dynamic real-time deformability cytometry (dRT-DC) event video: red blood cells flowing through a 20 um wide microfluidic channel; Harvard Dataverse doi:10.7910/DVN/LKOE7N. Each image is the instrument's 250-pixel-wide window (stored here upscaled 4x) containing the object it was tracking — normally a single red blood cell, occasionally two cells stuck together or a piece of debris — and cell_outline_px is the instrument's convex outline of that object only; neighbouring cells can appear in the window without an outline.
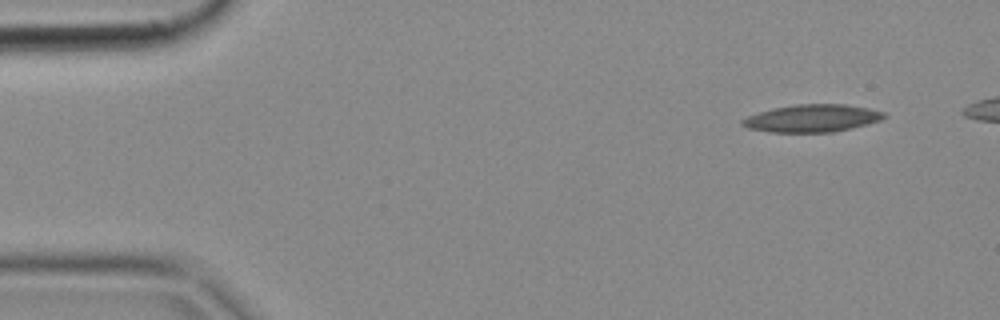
{"species": "common noctule bat (a hibernating species)", "species_latin": "Nyctalus noctula", "temperature_condition": "cold", "stored_images_in_passage": 8, "camera_frame_rate_fps": 3000, "um_per_image_px": 0.085, "animal": {"sex": "female", "body_mass_g": 18.4}, "frame": {"image": 1, "passage_image": 1, "time_ms": 0.0, "image_size_px": [1000, 320], "cell_outline_px": [[888, 116], [880, 120], [868, 124], [852, 128], [832, 132], [768, 132], [748, 128], [740, 124], [740, 120], [748, 116], [760, 112], [776, 108], [800, 104], [844, 104], [868, 108], [884, 112]], "centroid_in_image_um": [69.05, 10.06], "position_along_channel_um": 16.0, "area_um2": 22.6}}
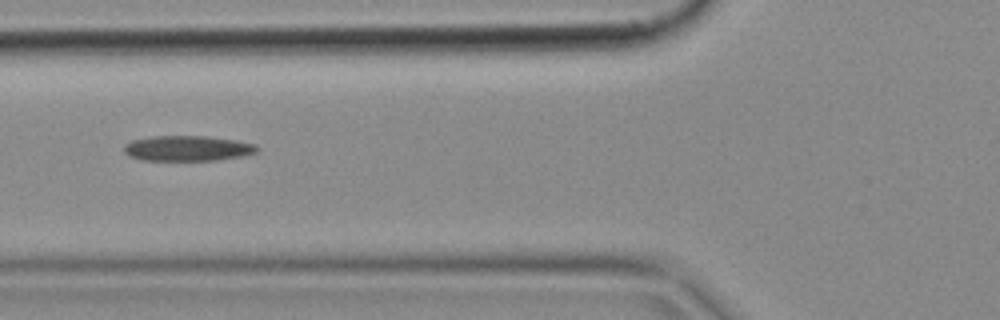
{"frame": {"image": 2, "passage_image": 5, "time_ms": 1.333, "image_size_px": [1000, 320], "cell_outline_px": [[260, 148], [256, 152], [240, 156], [216, 160], [144, 160], [128, 156], [124, 152], [124, 144], [132, 140], [152, 136], [208, 136], [236, 140], [256, 144]], "centroid_in_image_um": [15.93, 12.6], "position_along_channel_um": 109.9, "area_um2": 19.65}}
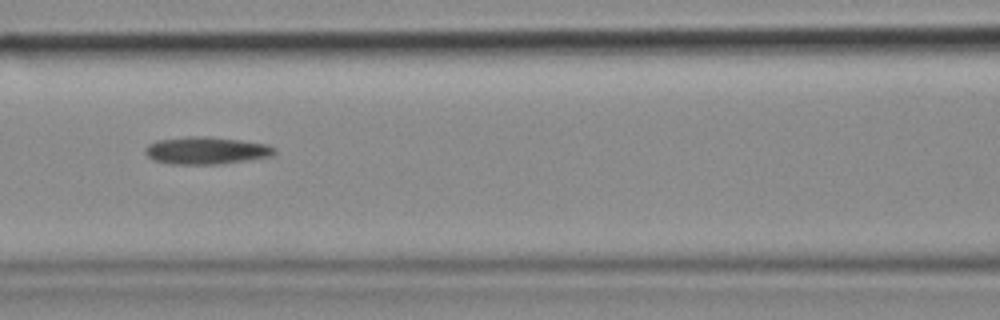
{"frame": {"image": 3, "passage_image": 6, "time_ms": 1.667, "image_size_px": [1000, 320], "cell_outline_px": [[276, 152], [272, 156], [220, 164], [168, 164], [152, 160], [144, 152], [144, 148], [148, 144], [156, 140], [188, 136], [208, 136], [240, 140], [268, 144], [276, 148]], "centroid_in_image_um": [17.5, 12.79], "position_along_channel_um": 149.1, "area_um2": 20.87}}